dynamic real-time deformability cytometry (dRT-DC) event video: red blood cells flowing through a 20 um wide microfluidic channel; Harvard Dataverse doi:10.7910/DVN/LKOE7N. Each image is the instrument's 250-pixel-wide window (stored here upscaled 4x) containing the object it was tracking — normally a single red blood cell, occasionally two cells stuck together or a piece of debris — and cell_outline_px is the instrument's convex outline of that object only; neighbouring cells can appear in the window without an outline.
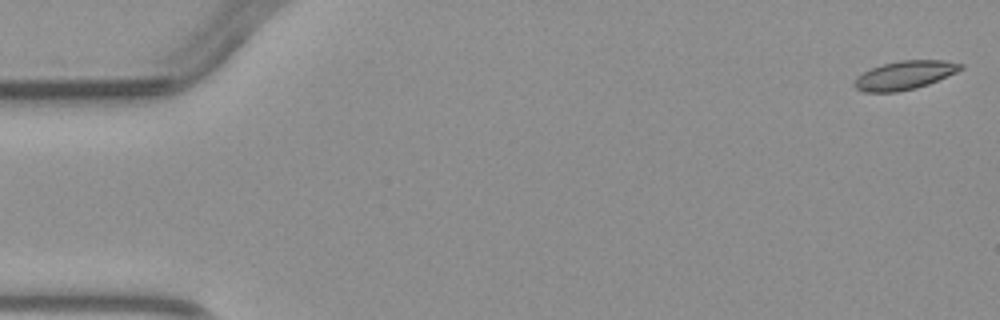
{"species": "common noctule bat (a hibernating species)", "species_latin": "Nyctalus noctula", "temperature_condition": "warm", "stored_images_in_passage": 4, "camera_frame_rate_fps": 3000, "um_per_image_px": 0.085, "animal": {"sex": "male", "body_mass_g": 23.1, "forearm_length_mm": 52.7}, "frame": {"image": 1, "passage_image": 1, "time_ms": 0.0, "image_size_px": [1000, 320], "cell_outline_px": [[964, 68], [956, 72], [928, 84], [916, 88], [896, 92], [864, 92], [856, 88], [852, 84], [856, 76], [872, 68], [884, 64], [900, 60], [944, 60], [964, 64]], "centroid_in_image_um": [76.88, 6.39], "position_along_channel_um": 8.1, "area_um2": 17.69}}
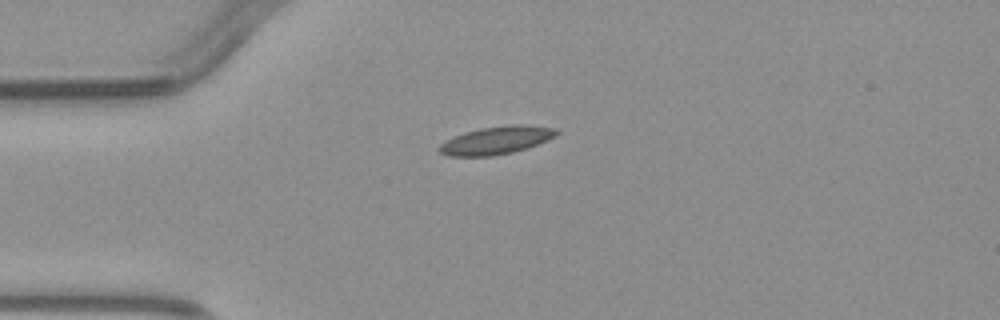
{"frame": {"image": 2, "passage_image": 4, "time_ms": 3.667, "image_size_px": [1000, 320], "cell_outline_px": [[560, 132], [556, 136], [548, 140], [528, 148], [512, 152], [492, 156], [448, 156], [440, 152], [436, 148], [440, 144], [464, 132], [480, 128], [512, 124], [524, 124], [556, 128]], "centroid_in_image_um": [42.23, 11.92], "position_along_channel_um": 42.8, "area_um2": 19.13}}